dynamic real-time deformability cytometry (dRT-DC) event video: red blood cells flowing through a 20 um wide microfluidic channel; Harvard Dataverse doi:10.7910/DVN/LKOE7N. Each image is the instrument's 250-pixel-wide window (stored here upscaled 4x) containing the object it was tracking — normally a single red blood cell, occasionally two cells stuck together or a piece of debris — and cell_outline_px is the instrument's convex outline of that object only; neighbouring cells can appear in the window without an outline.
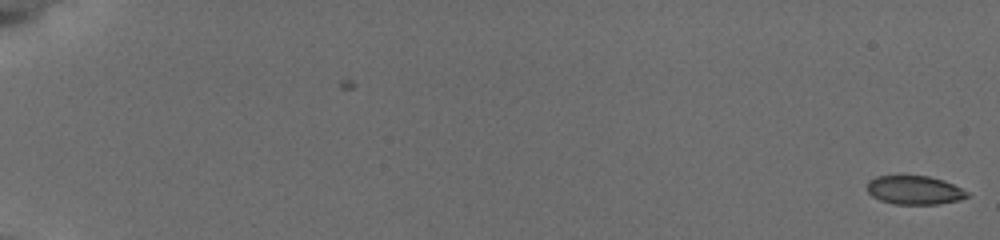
{"species": "common noctule bat (a hibernating species)", "species_latin": "Nyctalus noctula", "temperature_condition": "cold", "stored_images_in_passage": 9, "camera_frame_rate_fps": 3000, "um_per_image_px": 0.085, "animal": {"sex": "female", "body_mass_g": 19.5, "forearm_length_mm": 54.1}, "frame": {"image": 1, "passage_image": 9, "time_ms": 1.333, "image_size_px": [1000, 240], "cell_outline_px": [[972, 196], [960, 200], [940, 204], [892, 204], [880, 200], [872, 196], [868, 192], [868, 180], [876, 176], [928, 176], [944, 180], [968, 192]], "centroid_in_image_um": [77.75, 16.17], "position_along_channel_um": 7.2, "area_um2": 16.82}}